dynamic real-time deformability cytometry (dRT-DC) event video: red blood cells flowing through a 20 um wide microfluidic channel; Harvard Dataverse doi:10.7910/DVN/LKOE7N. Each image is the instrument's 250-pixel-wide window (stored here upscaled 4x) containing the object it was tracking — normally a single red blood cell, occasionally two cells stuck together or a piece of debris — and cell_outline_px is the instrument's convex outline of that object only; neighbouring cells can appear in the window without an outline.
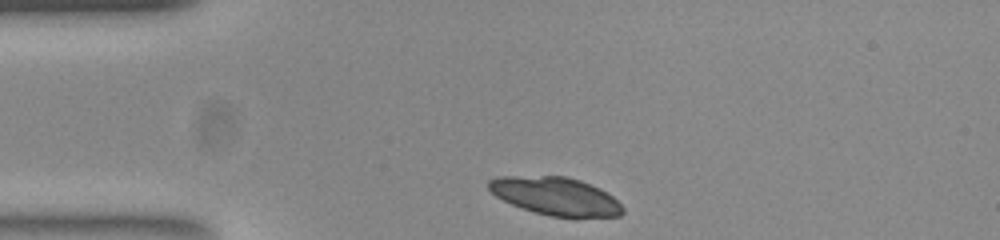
{"species": "common noctule bat (a hibernating species)", "species_latin": "Nyctalus noctula", "temperature_condition": "room temperature", "stored_images_in_passage": 33, "camera_frame_rate_fps": 3000, "um_per_image_px": 0.085, "animal": {"sex": "female", "body_mass_g": 23.0, "forearm_length_mm": 53.4}, "frame": {"image": 1, "passage_image": 1, "time_ms": 0.0, "image_size_px": [1000, 240], "cell_outline_px": [[624, 212], [620, 216], [552, 216], [532, 212], [512, 204], [496, 196], [488, 188], [488, 180], [496, 176], [564, 176], [580, 180], [600, 188], [612, 196], [624, 208]], "centroid_in_image_um": [47.2, 16.66], "position_along_channel_um": 37.8, "area_um2": 29.42}}
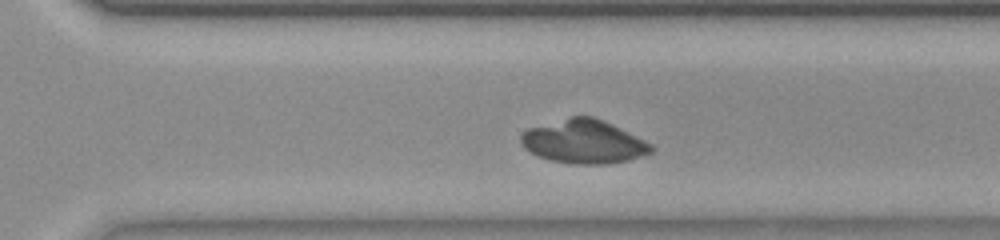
{"frame": {"image": 2, "passage_image": 26, "time_ms": 8.333, "image_size_px": [1000, 240], "cell_outline_px": [[656, 148], [652, 152], [644, 156], [628, 160], [608, 164], [576, 164], [548, 160], [536, 156], [524, 148], [520, 144], [520, 136], [528, 128], [572, 116], [592, 116], [644, 140], [652, 144]], "centroid_in_image_um": [49.6, 12.06], "position_along_channel_um": 321.0, "area_um2": 33.0}}
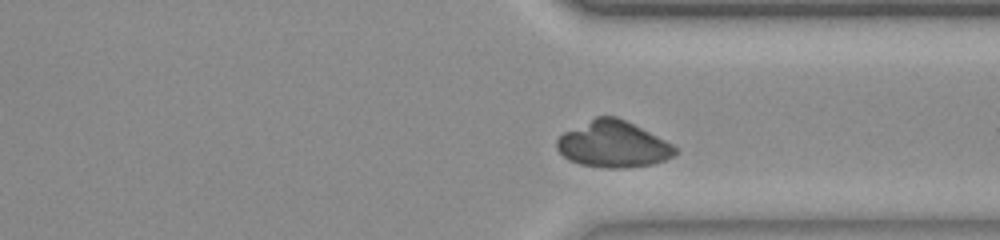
{"frame": {"image": 3, "passage_image": 29, "time_ms": 9.333, "image_size_px": [1000, 240], "cell_outline_px": [[680, 152], [676, 156], [656, 164], [628, 168], [604, 168], [580, 164], [568, 160], [556, 148], [556, 140], [564, 132], [596, 116], [616, 116], [672, 144]], "centroid_in_image_um": [52.13, 12.29], "position_along_channel_um": 359.3, "area_um2": 32.02}}